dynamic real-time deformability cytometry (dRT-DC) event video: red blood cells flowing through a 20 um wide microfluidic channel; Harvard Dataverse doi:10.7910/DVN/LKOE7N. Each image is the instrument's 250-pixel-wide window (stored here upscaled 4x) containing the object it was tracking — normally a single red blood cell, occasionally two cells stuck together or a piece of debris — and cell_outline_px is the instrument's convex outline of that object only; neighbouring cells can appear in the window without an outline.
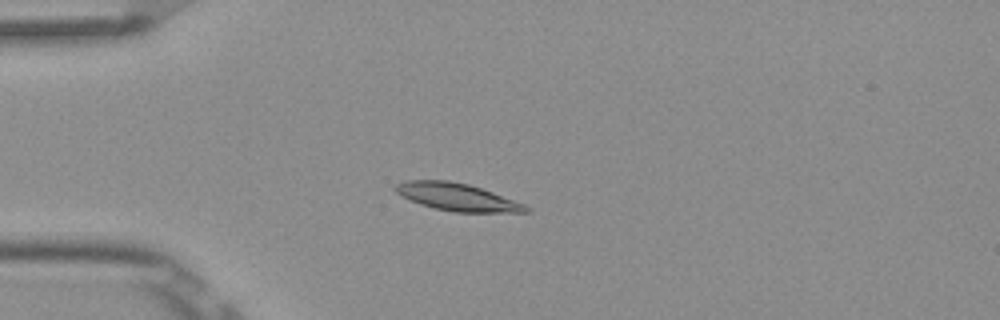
{"species": "Egyptian fruit bat (a non-hibernating species)", "species_latin": "Rousettus aegyptiacus", "temperature_condition": "room temperature", "stored_images_in_passage": 6, "camera_frame_rate_fps": 3000, "um_per_image_px": 0.085, "frame": {"image": 1, "passage_image": 4, "time_ms": 1.0, "image_size_px": [1000, 320], "cell_outline_px": [[532, 212], [456, 212], [436, 208], [420, 204], [396, 192], [392, 188], [396, 184], [408, 180], [448, 180], [468, 184], [492, 192], [524, 204], [532, 208]], "centroid_in_image_um": [38.88, 16.74], "position_along_channel_um": 46.1, "area_um2": 20.63}}
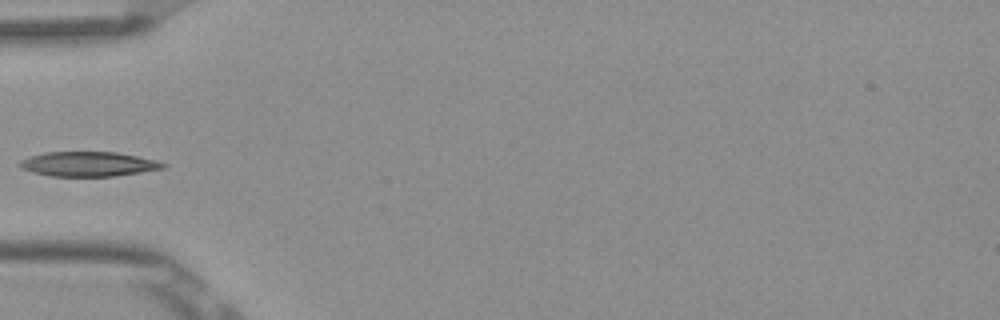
{"frame": {"image": 2, "passage_image": 5, "time_ms": 1.333, "image_size_px": [1000, 320], "cell_outline_px": [[168, 164], [164, 168], [116, 176], [52, 176], [32, 172], [20, 168], [16, 164], [20, 160], [28, 156], [44, 152], [116, 152], [156, 160]], "centroid_in_image_um": [7.46, 13.94], "position_along_channel_um": 77.5, "area_um2": 20.69}}
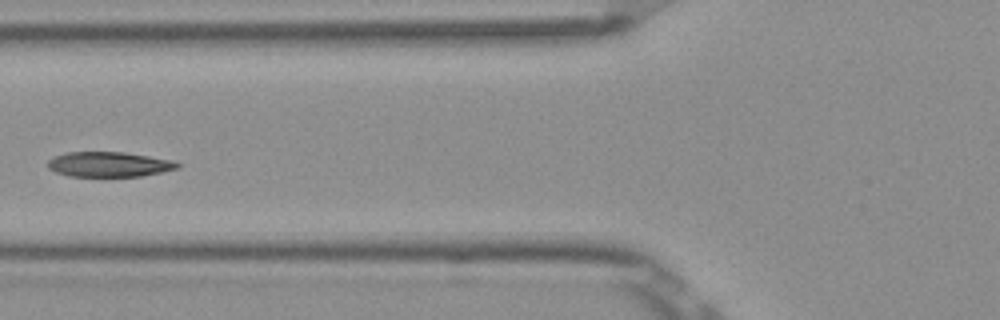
{"frame": {"image": 3, "passage_image": 6, "time_ms": 1.667, "image_size_px": [1000, 320], "cell_outline_px": [[180, 168], [140, 176], [68, 176], [56, 172], [48, 168], [48, 160], [52, 156], [68, 152], [124, 152], [172, 160], [180, 164]], "centroid_in_image_um": [9.24, 13.96], "position_along_channel_um": 116.6, "area_um2": 18.84}}